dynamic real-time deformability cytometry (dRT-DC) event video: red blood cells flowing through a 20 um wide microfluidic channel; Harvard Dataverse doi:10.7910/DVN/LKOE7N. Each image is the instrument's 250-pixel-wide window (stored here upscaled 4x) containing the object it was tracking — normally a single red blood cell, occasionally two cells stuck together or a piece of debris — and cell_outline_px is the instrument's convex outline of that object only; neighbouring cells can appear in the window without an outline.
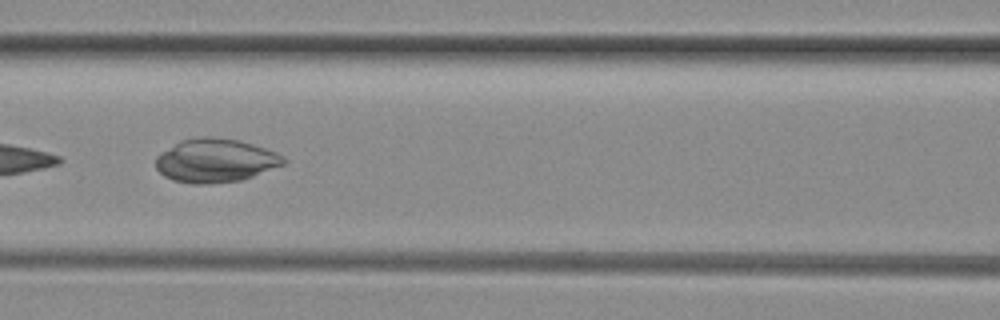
{"species": "common noctule bat (a hibernating species)", "species_latin": "Nyctalus noctula", "temperature_condition": "room temperature", "stored_images_in_passage": 5, "camera_frame_rate_fps": 3000, "um_per_image_px": 0.085, "animal": {"sex": "female", "body_mass_g": 29.2, "forearm_length_mm": 56.3}, "frame": {"image": 1, "passage_image": 5, "time_ms": 1.333, "image_size_px": [1000, 320], "cell_outline_px": [[288, 160], [284, 164], [252, 176], [240, 180], [208, 184], [192, 184], [172, 180], [164, 176], [156, 168], [156, 156], [160, 152], [184, 140], [200, 136], [208, 136], [240, 140], [276, 152], [284, 156]], "centroid_in_image_um": [18.31, 13.65], "position_along_channel_um": 148.3, "area_um2": 32.37}}